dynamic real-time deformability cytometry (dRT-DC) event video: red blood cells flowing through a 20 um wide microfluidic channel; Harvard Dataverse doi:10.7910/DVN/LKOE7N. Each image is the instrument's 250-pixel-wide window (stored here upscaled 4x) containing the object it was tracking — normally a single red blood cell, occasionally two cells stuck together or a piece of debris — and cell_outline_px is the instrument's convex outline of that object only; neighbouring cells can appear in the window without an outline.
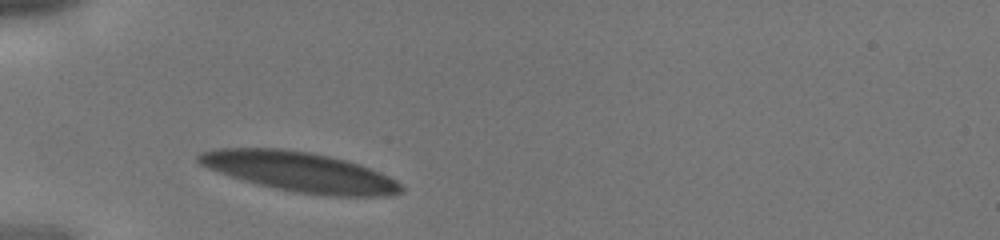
{"species": "human", "species_latin": "Homo sapiens", "temperature_condition": "cold", "stored_images_in_passage": 4, "camera_frame_rate_fps": 3000, "um_per_image_px": 0.085, "donor": {"sex": "male"}, "frame": {"image": 1, "passage_image": 1, "time_ms": 0.0, "image_size_px": [1000, 240], "cell_outline_px": [[404, 188], [400, 192], [392, 196], [324, 196], [296, 192], [256, 184], [208, 168], [200, 164], [196, 160], [196, 156], [200, 152], [212, 148], [284, 148], [308, 152], [328, 156], [360, 164], [380, 172], [396, 180]], "centroid_in_image_um": [25.47, 14.6], "position_along_channel_um": 59.5, "area_um2": 46.93}}
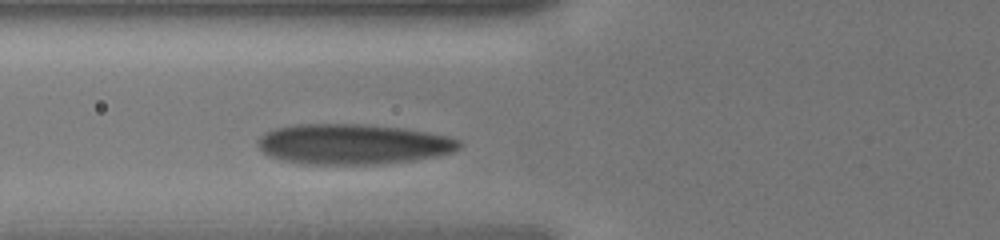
{"frame": {"image": 2, "passage_image": 4, "time_ms": 1.0, "image_size_px": [1000, 240], "cell_outline_px": [[464, 144], [460, 148], [452, 152], [412, 160], [380, 164], [308, 164], [284, 160], [268, 156], [256, 144], [256, 140], [264, 132], [276, 128], [296, 124], [364, 124], [400, 128], [448, 136], [460, 140]], "centroid_in_image_um": [29.96, 12.25], "position_along_channel_um": 95.8, "area_um2": 47.22}}